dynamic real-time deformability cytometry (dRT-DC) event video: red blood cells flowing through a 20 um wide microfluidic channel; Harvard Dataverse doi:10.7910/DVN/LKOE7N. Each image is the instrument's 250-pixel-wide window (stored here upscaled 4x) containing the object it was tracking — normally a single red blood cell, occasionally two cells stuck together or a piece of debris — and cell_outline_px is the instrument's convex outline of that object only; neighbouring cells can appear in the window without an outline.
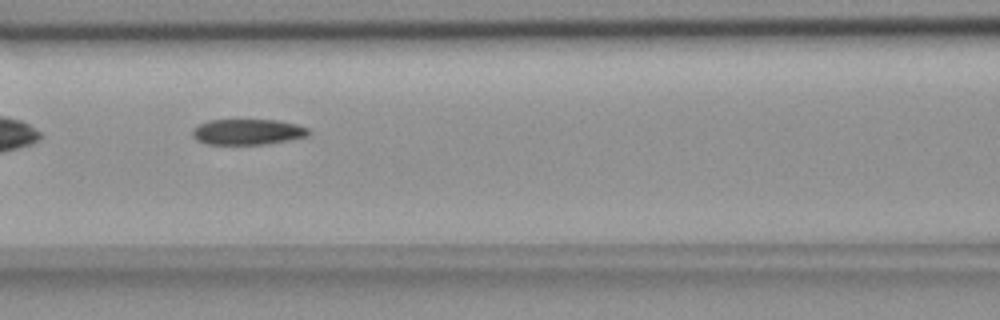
{"species": "common noctule bat (a hibernating species)", "species_latin": "Nyctalus noctula", "temperature_condition": "room temperature", "stored_images_in_passage": 38, "camera_frame_rate_fps": 3000, "um_per_image_px": 0.085, "animal": {"sex": "female", "body_mass_g": 18.4}, "frame": {"image": 1, "passage_image": 7, "time_ms": 2.0, "image_size_px": [1000, 320], "cell_outline_px": [[312, 132], [308, 136], [292, 140], [268, 144], [208, 144], [196, 140], [192, 136], [192, 128], [208, 120], [280, 120], [296, 124], [308, 128]], "centroid_in_image_um": [21.08, 11.21], "position_along_channel_um": 145.5, "area_um2": 17.63}}
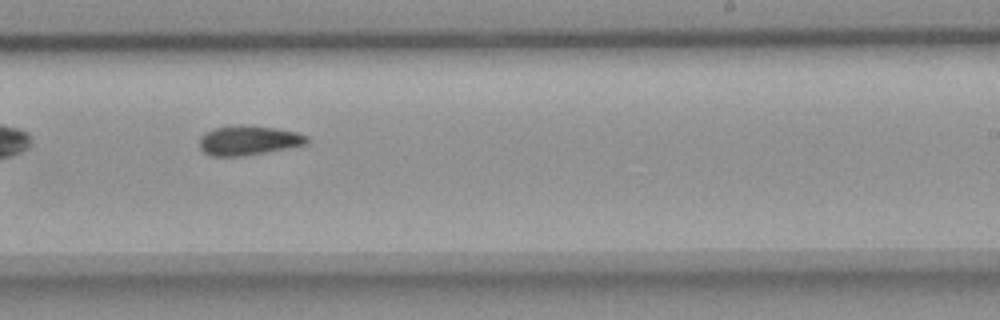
{"frame": {"image": 2, "passage_image": 17, "time_ms": 5.333, "image_size_px": [1000, 320], "cell_outline_px": [[308, 144], [288, 148], [244, 156], [212, 156], [204, 152], [200, 148], [200, 136], [204, 132], [212, 128], [232, 124], [244, 124], [276, 128], [296, 132], [308, 136]], "centroid_in_image_um": [21.1, 11.91], "position_along_channel_um": 267.9, "area_um2": 18.84}}
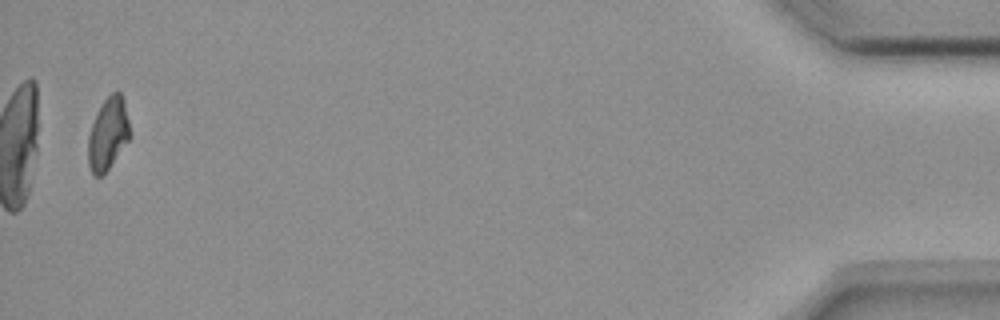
{"frame": {"image": 3, "passage_image": 37, "time_ms": 12.0, "image_size_px": [1000, 320], "cell_outline_px": [[132, 136], [108, 168], [100, 176], [92, 176], [88, 164], [88, 136], [96, 112], [100, 104], [112, 92], [120, 92], [124, 100]], "centroid_in_image_um": [9.18, 11.36], "position_along_channel_um": 426.0, "area_um2": 17.69}}